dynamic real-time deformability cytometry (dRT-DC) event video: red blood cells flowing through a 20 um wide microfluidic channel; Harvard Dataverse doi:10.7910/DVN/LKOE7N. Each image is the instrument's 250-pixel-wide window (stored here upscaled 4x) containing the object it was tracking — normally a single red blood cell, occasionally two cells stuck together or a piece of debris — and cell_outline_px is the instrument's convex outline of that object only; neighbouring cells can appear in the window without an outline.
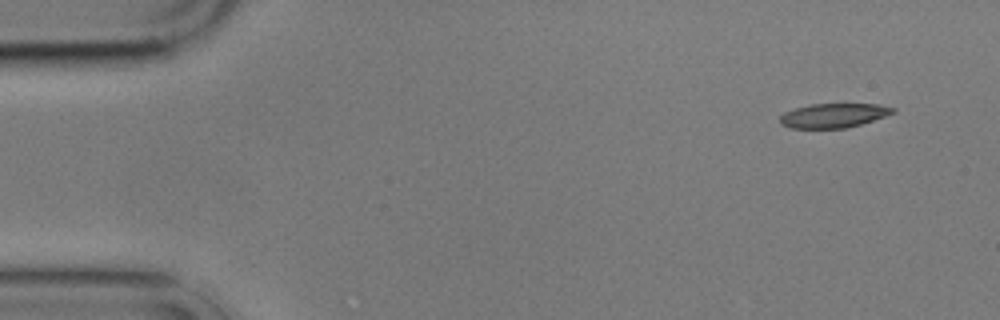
{"species": "common noctule bat (a hibernating species)", "species_latin": "Nyctalus noctula", "temperature_condition": "cold", "stored_images_in_passage": 4, "camera_frame_rate_fps": 3000, "um_per_image_px": 0.085, "animal": {"sex": "male", "body_mass_g": 17.9}, "frame": {"image": 1, "passage_image": 1, "time_ms": 0.0, "image_size_px": [1000, 320], "cell_outline_px": [[896, 112], [860, 124], [844, 128], [788, 128], [780, 124], [780, 116], [784, 112], [796, 108], [812, 104], [876, 104], [896, 108]], "centroid_in_image_um": [70.82, 9.82], "position_along_channel_um": 14.2, "area_um2": 15.84}}
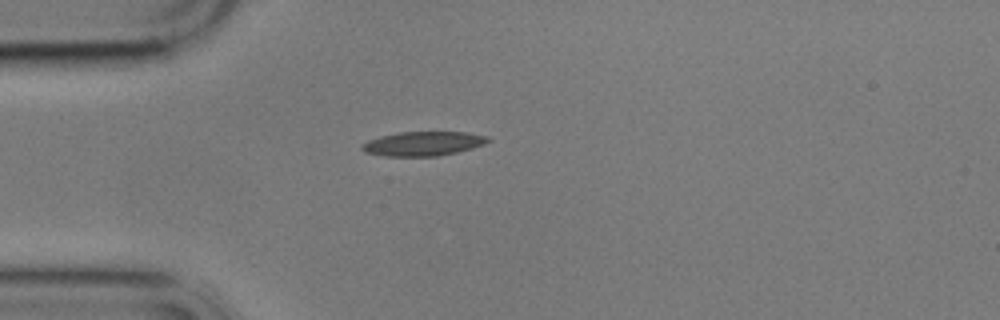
{"frame": {"image": 2, "passage_image": 4, "time_ms": 3.667, "image_size_px": [1000, 320], "cell_outline_px": [[492, 140], [484, 144], [472, 148], [456, 152], [436, 156], [384, 156], [364, 152], [360, 148], [360, 144], [368, 140], [380, 136], [400, 132], [464, 132], [488, 136]], "centroid_in_image_um": [35.94, 12.21], "position_along_channel_um": 49.1, "area_um2": 17.86}}